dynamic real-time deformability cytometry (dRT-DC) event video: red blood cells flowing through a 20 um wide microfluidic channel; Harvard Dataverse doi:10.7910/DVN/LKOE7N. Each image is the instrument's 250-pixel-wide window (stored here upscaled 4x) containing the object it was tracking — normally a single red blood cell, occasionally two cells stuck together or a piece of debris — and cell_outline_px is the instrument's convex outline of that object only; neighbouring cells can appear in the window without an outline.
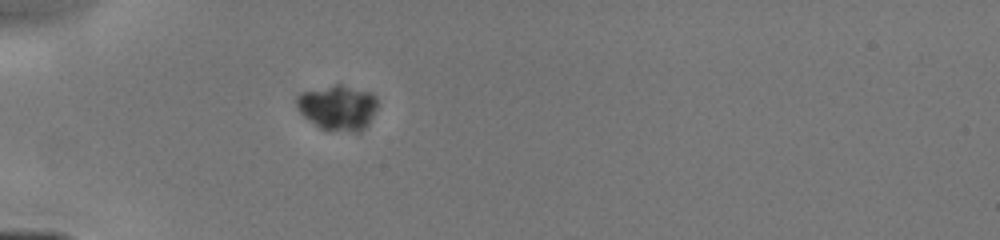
{"species": "human", "species_latin": "Homo sapiens", "temperature_condition": "cold", "stored_images_in_passage": 4, "camera_frame_rate_fps": 3000, "um_per_image_px": 0.085, "donor": {"sex": "male"}, "frame": {"image": 1, "passage_image": 1, "time_ms": 0.0, "image_size_px": [1000, 240], "cell_outline_px": [[376, 108], [368, 124], [360, 132], [356, 132], [320, 128], [304, 116], [300, 112], [296, 104], [296, 96], [300, 92], [336, 84], [340, 84], [368, 92], [376, 96]], "centroid_in_image_um": [28.69, 9.13], "position_along_channel_um": 56.3, "area_um2": 20.98}}
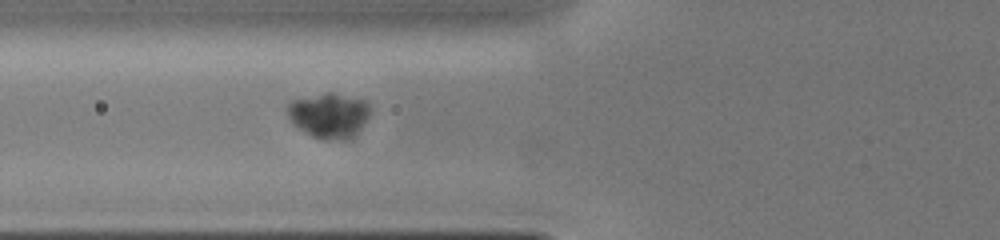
{"frame": {"image": 2, "passage_image": 4, "time_ms": 1.333, "image_size_px": [1000, 240], "cell_outline_px": [[368, 116], [360, 128], [348, 140], [324, 140], [312, 136], [292, 124], [288, 116], [288, 104], [292, 100], [328, 92], [332, 92], [364, 100], [368, 104]], "centroid_in_image_um": [27.93, 9.82], "position_along_channel_um": 97.9, "area_um2": 21.44}}